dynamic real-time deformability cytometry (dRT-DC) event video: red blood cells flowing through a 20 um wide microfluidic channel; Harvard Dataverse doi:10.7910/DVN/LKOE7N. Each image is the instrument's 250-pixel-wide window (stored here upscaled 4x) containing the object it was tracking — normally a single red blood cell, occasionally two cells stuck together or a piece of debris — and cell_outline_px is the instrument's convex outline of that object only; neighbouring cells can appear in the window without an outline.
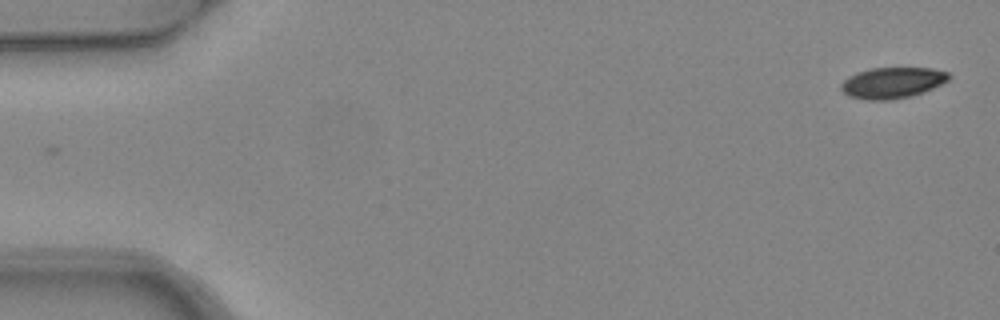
{"species": "common noctule bat (a hibernating species)", "species_latin": "Nyctalus noctula", "temperature_condition": "warm", "stored_images_in_passage": 4, "camera_frame_rate_fps": 3000, "um_per_image_px": 0.085, "animal": {"sex": "female", "body_mass_g": 24.6, "forearm_length_mm": 56.2}, "frame": {"image": 1, "passage_image": 1, "time_ms": 0.0, "image_size_px": [1000, 320], "cell_outline_px": [[952, 76], [948, 80], [924, 92], [912, 96], [888, 100], [864, 100], [848, 96], [840, 88], [840, 84], [848, 76], [856, 72], [872, 68], [932, 68], [948, 72]], "centroid_in_image_um": [75.83, 7.03], "position_along_channel_um": 9.2, "area_um2": 19.59}}